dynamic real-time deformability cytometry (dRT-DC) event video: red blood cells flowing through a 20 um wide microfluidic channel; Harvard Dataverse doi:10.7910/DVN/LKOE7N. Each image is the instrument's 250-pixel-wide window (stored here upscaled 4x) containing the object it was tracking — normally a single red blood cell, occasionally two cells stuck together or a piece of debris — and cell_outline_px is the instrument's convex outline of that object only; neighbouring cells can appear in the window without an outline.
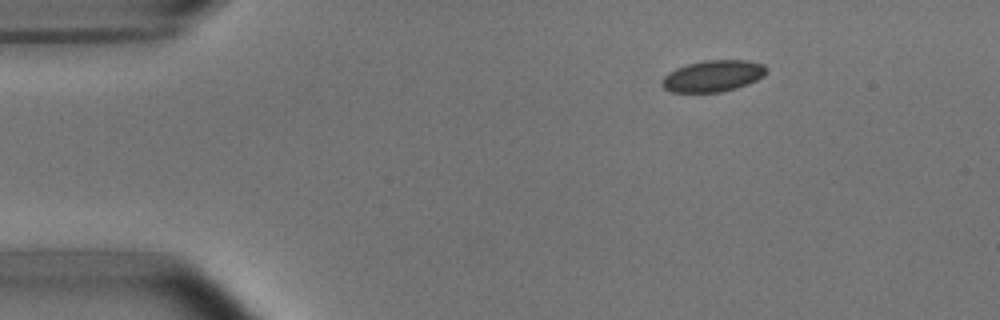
{"species": "common noctule bat (a hibernating species)", "species_latin": "Nyctalus noctula", "temperature_condition": "room temperature", "stored_images_in_passage": 3, "camera_frame_rate_fps": 3000, "um_per_image_px": 0.085, "animal": {"sex": "male", "body_mass_g": 15.6}, "frame": {"image": 1, "passage_image": 1, "time_ms": 0.0, "image_size_px": [1000, 320], "cell_outline_px": [[768, 72], [764, 76], [748, 84], [736, 88], [720, 92], [672, 92], [664, 88], [660, 84], [660, 80], [668, 72], [676, 68], [688, 64], [704, 60], [748, 60], [764, 64], [768, 68]], "centroid_in_image_um": [60.61, 6.45], "position_along_channel_um": 24.4, "area_um2": 19.36}}